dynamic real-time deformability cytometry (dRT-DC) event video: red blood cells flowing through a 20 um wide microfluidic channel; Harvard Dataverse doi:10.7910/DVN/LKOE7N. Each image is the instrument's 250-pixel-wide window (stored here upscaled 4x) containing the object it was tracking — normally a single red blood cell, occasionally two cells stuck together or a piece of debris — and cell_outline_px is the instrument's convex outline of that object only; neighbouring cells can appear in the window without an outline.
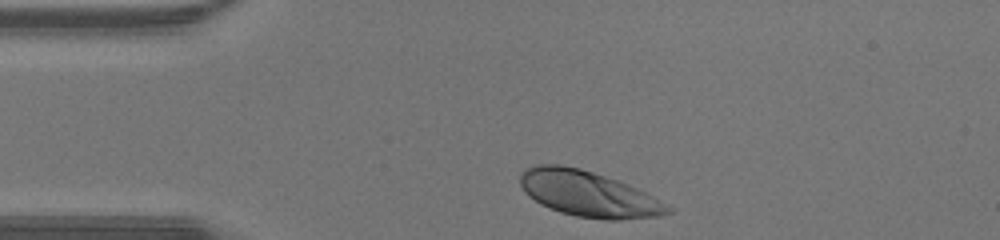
{"species": "human", "species_latin": "Homo sapiens", "temperature_condition": "warm", "stored_images_in_passage": 28, "camera_frame_rate_fps": 3000, "um_per_image_px": 0.085, "donor": {"sex": "male"}, "frame": {"image": 1, "passage_image": 1, "time_ms": 0.0, "image_size_px": [1000, 240], "cell_outline_px": [[676, 208], [672, 212], [660, 216], [620, 220], [604, 220], [576, 216], [560, 212], [540, 204], [528, 196], [524, 192], [520, 184], [520, 172], [524, 168], [536, 164], [560, 164], [580, 168], [620, 180]], "centroid_in_image_um": [50.01, 16.47], "position_along_channel_um": 35.0, "area_um2": 39.82}}
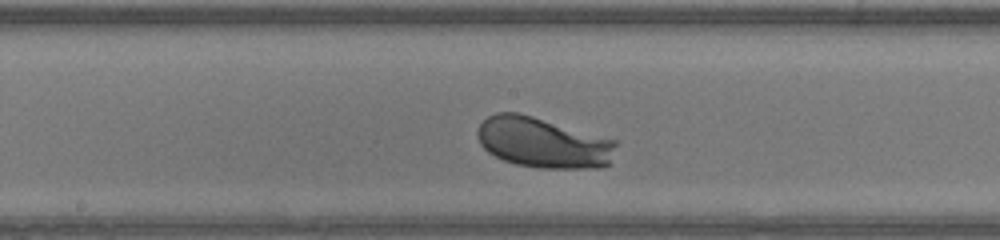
{"frame": {"image": 2, "passage_image": 15, "time_ms": 4.667, "image_size_px": [1000, 240], "cell_outline_px": [[616, 144], [608, 164], [604, 168], [540, 168], [516, 164], [504, 160], [488, 152], [480, 144], [476, 132], [480, 124], [488, 116], [496, 112], [520, 112], [616, 140]], "centroid_in_image_um": [46.14, 12.11], "position_along_channel_um": 202.1, "area_um2": 40.75}}
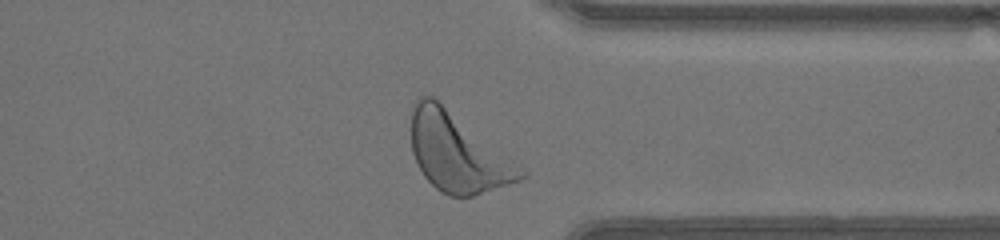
{"frame": {"image": 3, "passage_image": 27, "time_ms": 8.667, "image_size_px": [1000, 240], "cell_outline_px": [[528, 176], [520, 180], [472, 196], [448, 196], [440, 192], [424, 176], [412, 152], [412, 108], [416, 100], [424, 96], [432, 96], [524, 172]], "centroid_in_image_um": [38.81, 13.01], "position_along_channel_um": 372.6, "area_um2": 47.86}, "authors_computed_cell_mechanics": {"area_um2": 39.5352, "velocity_mm_per_s": 4.3723, "shape_relaxation_time_tau1_ms": 1.4222, "shape_relaxation_time_tau2_ms": null, "deformation_change_tau1": 0.1419, "deformation_change_tau2": null}}